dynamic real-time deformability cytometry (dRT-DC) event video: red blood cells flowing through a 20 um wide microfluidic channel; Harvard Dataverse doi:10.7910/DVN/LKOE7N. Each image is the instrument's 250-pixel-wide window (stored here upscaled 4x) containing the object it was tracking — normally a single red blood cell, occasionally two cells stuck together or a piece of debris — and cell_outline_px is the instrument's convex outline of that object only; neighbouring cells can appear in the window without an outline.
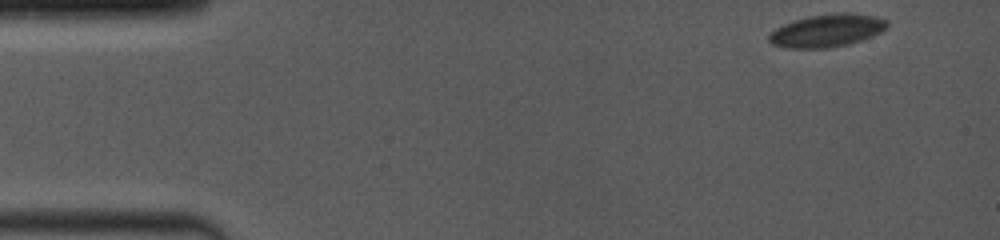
{"species": "common noctule bat (a hibernating species)", "species_latin": "Nyctalus noctula", "temperature_condition": "room temperature", "stored_images_in_passage": 49, "camera_frame_rate_fps": 4000, "um_per_image_px": 0.085, "animal": {"sex": "female", "body_mass_g": 19.0, "forearm_length_mm": 53.3}, "frame": {"image": 1, "passage_image": 1, "time_ms": 0.0, "image_size_px": [1000, 240], "cell_outline_px": [[888, 24], [880, 32], [872, 36], [848, 44], [828, 48], [788, 48], [772, 44], [768, 40], [768, 36], [776, 28], [784, 24], [796, 20], [812, 16], [872, 16], [888, 20]], "centroid_in_image_um": [70.22, 2.67], "position_along_channel_um": 14.8, "area_um2": 21.21}}
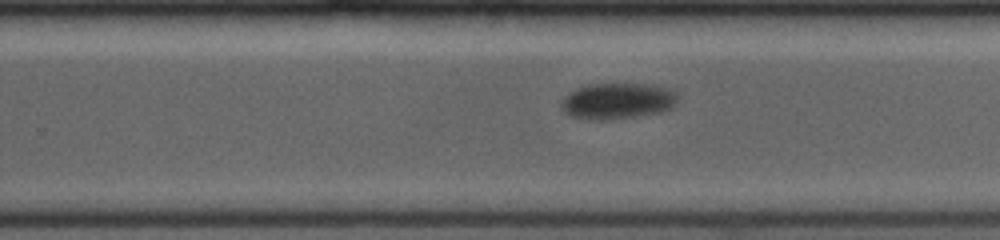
{"frame": {"image": 2, "passage_image": 26, "time_ms": 10.25, "image_size_px": [1000, 240], "cell_outline_px": [[676, 100], [672, 108], [664, 112], [636, 116], [600, 120], [588, 120], [572, 116], [564, 112], [560, 108], [560, 100], [568, 92], [576, 88], [588, 84], [644, 84], [676, 92]], "centroid_in_image_um": [52.39, 8.6], "position_along_channel_um": 277.4, "area_um2": 24.39}}
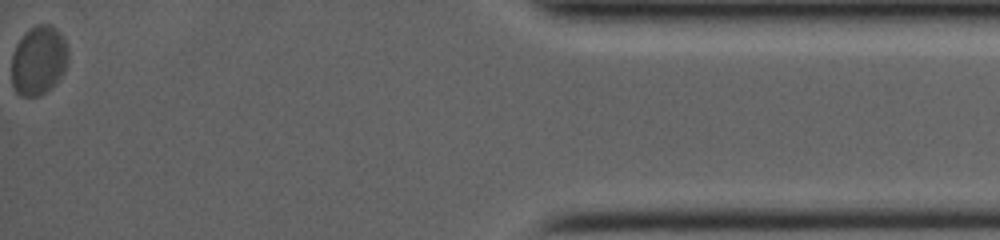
{"frame": {"image": 3, "passage_image": 49, "time_ms": 16.25, "image_size_px": [1000, 240], "cell_outline_px": [[68, 60], [64, 72], [52, 88], [40, 96], [20, 96], [16, 92], [12, 84], [12, 56], [16, 44], [24, 32], [28, 28], [36, 24], [52, 24], [60, 32], [68, 44]], "centroid_in_image_um": [3.3, 5.11], "position_along_channel_um": 431.9, "area_um2": 23.35}, "authors_computed_cell_mechanics": {"area_um2": 23.8714, "velocity_mm_per_s": 3.7353, "shape_relaxation_time_tau1_ms": 0.7909, "shape_relaxation_time_tau2_ms": null, "deformation_change_tau1": 0.039, "deformation_change_tau2": null}}